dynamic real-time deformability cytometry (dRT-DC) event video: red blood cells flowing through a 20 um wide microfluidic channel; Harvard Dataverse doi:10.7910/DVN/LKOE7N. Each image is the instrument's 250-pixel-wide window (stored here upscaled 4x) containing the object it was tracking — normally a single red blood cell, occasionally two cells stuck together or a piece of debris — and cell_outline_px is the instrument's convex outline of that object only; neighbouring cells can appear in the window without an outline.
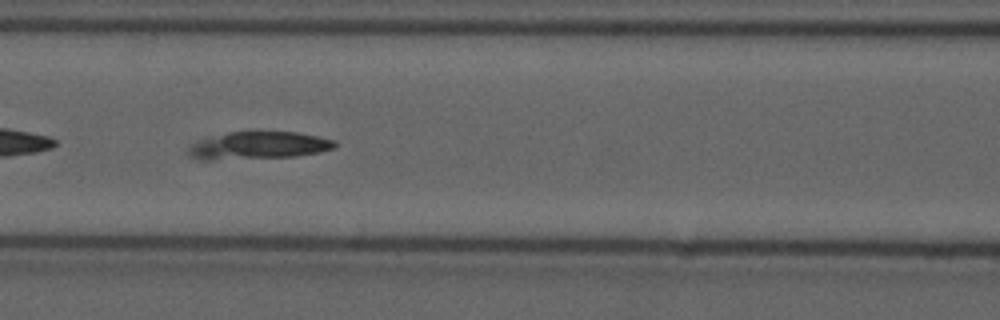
{"species": "common noctule bat (a hibernating species)", "species_latin": "Nyctalus noctula", "temperature_condition": "cold", "stored_images_in_passage": 58, "camera_frame_rate_fps": 3000, "um_per_image_px": 0.085, "animal": {"sex": "male", "forearm_length_mm": 52.5}, "frame": {"image": 1, "passage_image": 23, "time_ms": 7.333, "image_size_px": [1000, 320], "cell_outline_px": [[336, 148], [320, 152], [296, 156], [212, 160], [196, 160], [188, 156], [188, 148], [192, 144], [200, 140], [228, 132], [252, 128], [296, 132], [336, 140]], "centroid_in_image_um": [21.96, 12.33], "position_along_channel_um": 144.6, "area_um2": 24.45}}
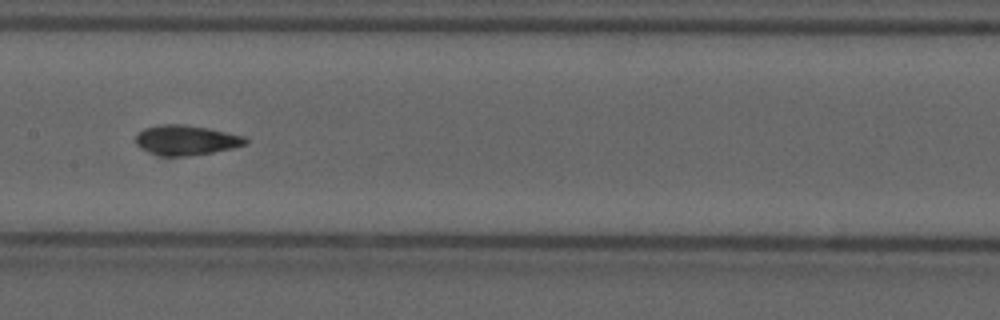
{"frame": {"image": 2, "passage_image": 27, "time_ms": 8.667, "image_size_px": [1000, 320], "cell_outline_px": [[248, 144], [232, 148], [212, 152], [188, 156], [156, 156], [140, 148], [136, 144], [136, 136], [144, 128], [160, 124], [180, 124], [208, 128], [244, 136], [248, 140]], "centroid_in_image_um": [15.8, 11.92], "position_along_channel_um": 191.6, "area_um2": 19.19}}
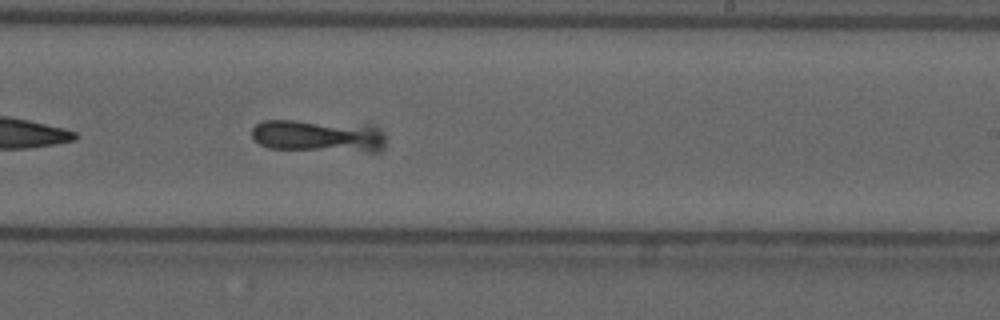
{"frame": {"image": 3, "passage_image": 33, "time_ms": 10.667, "image_size_px": [1000, 320], "cell_outline_px": [[384, 148], [380, 152], [368, 152], [268, 148], [260, 144], [252, 136], [252, 128], [256, 124], [264, 120], [296, 120], [372, 124], [380, 128], [384, 132]], "centroid_in_image_um": [27.13, 11.54], "position_along_channel_um": 261.9, "area_um2": 25.95}}